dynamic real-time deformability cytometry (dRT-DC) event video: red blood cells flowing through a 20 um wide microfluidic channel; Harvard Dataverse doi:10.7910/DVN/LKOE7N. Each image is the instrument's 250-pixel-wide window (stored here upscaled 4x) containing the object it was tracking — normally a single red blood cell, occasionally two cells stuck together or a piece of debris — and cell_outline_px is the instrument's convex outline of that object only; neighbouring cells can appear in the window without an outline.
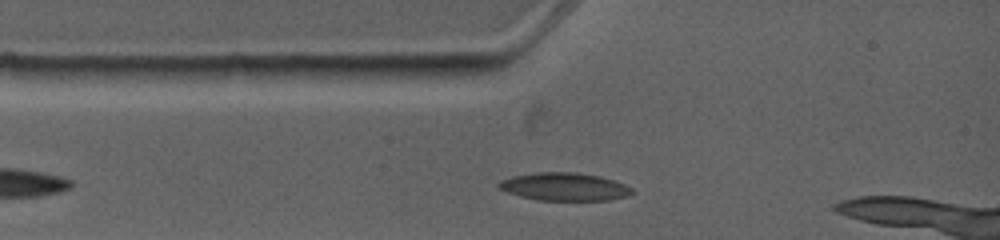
{"species": "common noctule bat (a hibernating species)", "species_latin": "Nyctalus noctula", "temperature_condition": "warm", "stored_images_in_passage": 7, "segment_of_instrument_passage": [1, 2], "camera_frame_rate_fps": 4500, "um_per_image_px": 0.085, "animal": {"sex": "female", "body_mass_g": 19.0, "forearm_length_mm": 53.3}, "frame": {"image": 1, "passage_image": 2, "time_ms": 0.889, "image_size_px": [1000, 240], "cell_outline_px": [[636, 192], [628, 196], [608, 200], [536, 200], [520, 196], [496, 188], [496, 184], [500, 180], [512, 176], [536, 172], [576, 172], [600, 176], [624, 184], [632, 188]], "centroid_in_image_um": [47.95, 15.87], "position_along_channel_um": 37.0, "area_um2": 21.85}}
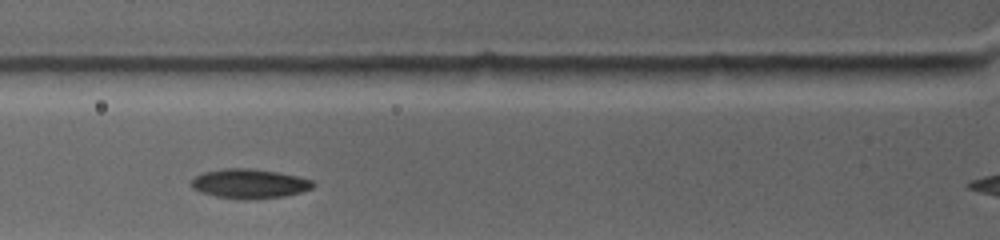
{"frame": {"image": 2, "passage_image": 4, "time_ms": 2.667, "image_size_px": [1000, 240], "cell_outline_px": [[316, 184], [312, 188], [300, 192], [284, 196], [252, 200], [240, 200], [216, 196], [200, 192], [192, 188], [188, 184], [196, 176], [204, 172], [220, 168], [252, 168], [276, 172], [296, 176], [312, 180]], "centroid_in_image_um": [21.16, 15.62], "position_along_channel_um": 104.6, "area_um2": 21.1}}
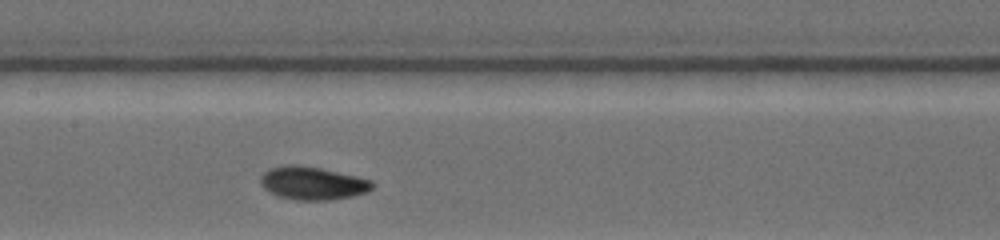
{"frame": {"image": 3, "passage_image": 6, "time_ms": 4.667, "image_size_px": [1000, 240], "cell_outline_px": [[372, 188], [364, 192], [352, 196], [328, 200], [296, 200], [280, 196], [268, 192], [260, 184], [260, 176], [268, 168], [288, 164], [296, 164], [320, 168], [356, 176], [372, 180]], "centroid_in_image_um": [26.51, 15.56], "position_along_channel_um": 180.9, "area_um2": 21.44}}